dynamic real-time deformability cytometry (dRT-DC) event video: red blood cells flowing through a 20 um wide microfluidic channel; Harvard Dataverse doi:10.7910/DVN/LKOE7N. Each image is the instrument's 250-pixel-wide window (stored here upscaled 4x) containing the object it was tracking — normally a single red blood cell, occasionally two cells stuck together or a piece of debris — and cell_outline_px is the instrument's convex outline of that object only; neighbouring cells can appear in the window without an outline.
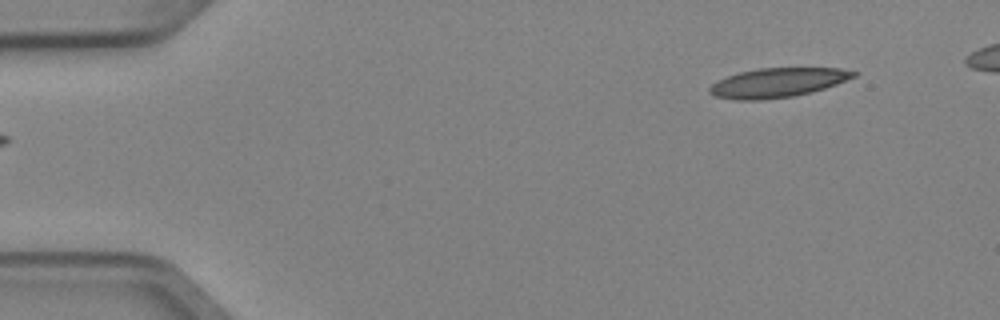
{"species": "Egyptian fruit bat (a non-hibernating species)", "species_latin": "Rousettus aegyptiacus", "temperature_condition": "cold", "stored_images_in_passage": 5, "segment_of_instrument_passage": [2, 2], "camera_frame_rate_fps": 3000, "um_per_image_px": 0.085, "animal": {"sex": "female"}, "frame": {"image": 1, "passage_image": 5, "time_ms": 1.333, "image_size_px": [1000, 320], "cell_outline_px": [[860, 72], [856, 76], [836, 84], [812, 92], [792, 96], [760, 100], [736, 100], [716, 96], [708, 92], [708, 88], [716, 80], [740, 72], [760, 68], [840, 68]], "centroid_in_image_um": [66.1, 7.02], "position_along_channel_um": 18.9, "area_um2": 24.57}}